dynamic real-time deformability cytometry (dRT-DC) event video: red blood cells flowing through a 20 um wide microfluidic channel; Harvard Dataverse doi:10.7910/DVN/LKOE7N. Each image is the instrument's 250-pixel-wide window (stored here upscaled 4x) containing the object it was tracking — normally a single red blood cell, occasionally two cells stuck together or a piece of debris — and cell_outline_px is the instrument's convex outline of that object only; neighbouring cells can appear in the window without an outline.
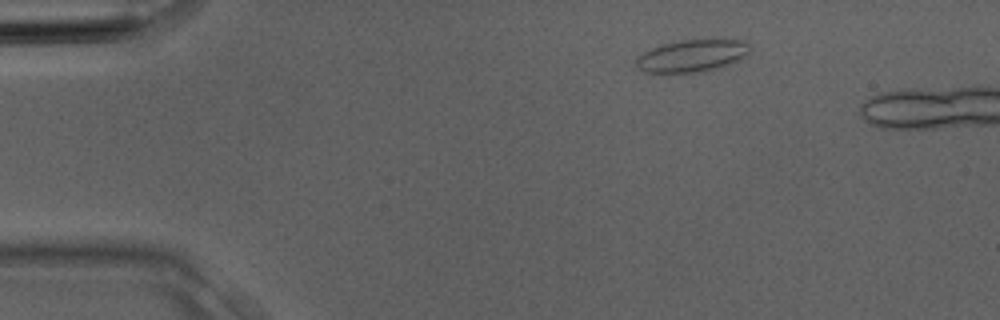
{"species": "Egyptian fruit bat (a non-hibernating species)", "species_latin": "Rousettus aegyptiacus", "temperature_condition": "room temperature", "stored_images_in_passage": 3, "camera_frame_rate_fps": 3000, "um_per_image_px": 0.085, "animal": {"sex": "male"}, "frame": {"image": 1, "passage_image": 3, "time_ms": 0.667, "image_size_px": [1000, 320], "cell_outline_px": [[752, 48], [744, 60], [720, 68], [700, 72], [644, 72], [636, 68], [636, 60], [644, 52], [652, 48], [664, 44], [680, 40], [748, 40]], "centroid_in_image_um": [58.93, 4.74], "position_along_channel_um": 26.1, "area_um2": 21.62}}